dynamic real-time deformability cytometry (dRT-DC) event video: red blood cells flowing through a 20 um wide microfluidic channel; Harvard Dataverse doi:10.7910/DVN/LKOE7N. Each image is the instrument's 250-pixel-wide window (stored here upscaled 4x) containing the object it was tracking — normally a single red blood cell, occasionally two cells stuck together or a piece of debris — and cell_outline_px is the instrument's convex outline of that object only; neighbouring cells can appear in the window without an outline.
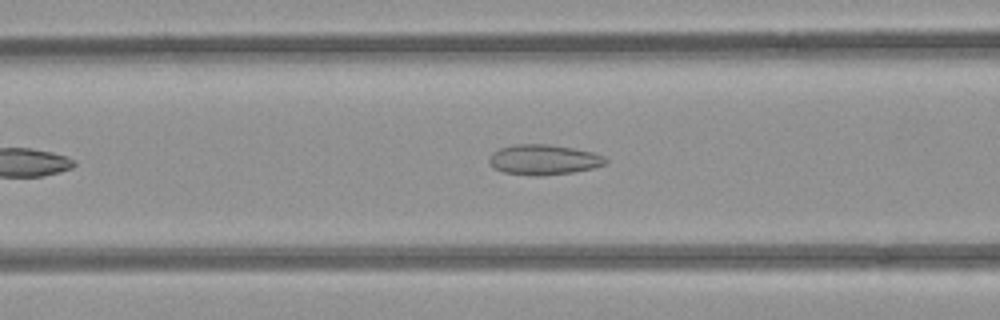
{"species": "common noctule bat (a hibernating species)", "species_latin": "Nyctalus noctula", "temperature_condition": "room temperature", "stored_images_in_passage": 25, "camera_frame_rate_fps": 3000, "um_per_image_px": 0.085, "animal": {"sex": "female", "body_mass_g": 21.9}, "frame": {"image": 1, "passage_image": 11, "time_ms": 3.333, "image_size_px": [1000, 320], "cell_outline_px": [[608, 164], [592, 168], [572, 172], [540, 176], [532, 176], [504, 172], [496, 168], [488, 160], [492, 152], [500, 148], [512, 144], [548, 144], [572, 148], [592, 152], [604, 156], [608, 160]], "centroid_in_image_um": [46.23, 13.57], "position_along_channel_um": 120.4, "area_um2": 20.46}}
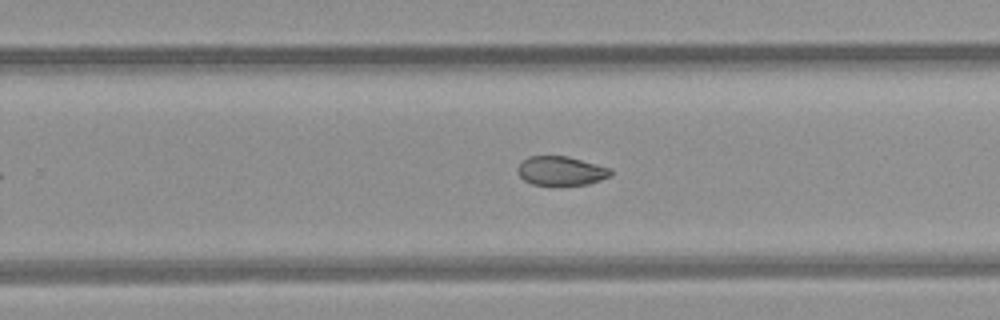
{"frame": {"image": 2, "passage_image": 20, "time_ms": 6.333, "image_size_px": [1000, 320], "cell_outline_px": [[612, 176], [588, 184], [560, 188], [552, 188], [532, 184], [524, 180], [516, 172], [516, 168], [528, 156], [568, 156], [612, 168]], "centroid_in_image_um": [47.69, 14.58], "position_along_channel_um": 282.1, "area_um2": 16.65}}
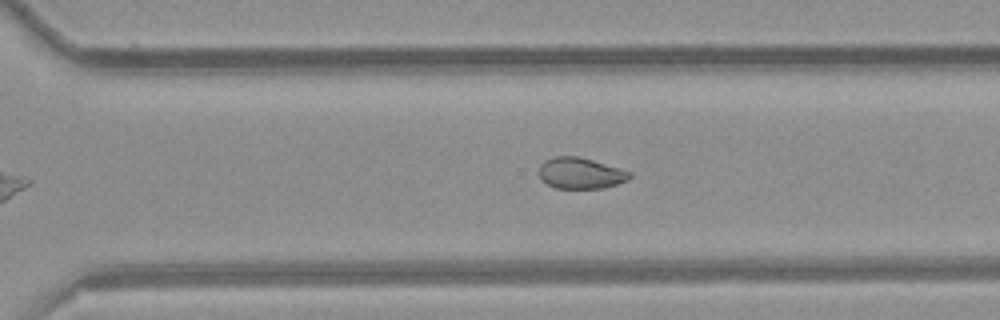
{"frame": {"image": 3, "passage_image": 23, "time_ms": 7.333, "image_size_px": [1000, 320], "cell_outline_px": [[632, 176], [628, 180], [604, 188], [556, 188], [548, 184], [540, 176], [540, 164], [544, 160], [552, 156], [580, 156], [620, 168], [632, 172]], "centroid_in_image_um": [49.37, 14.7], "position_along_channel_um": 321.2, "area_um2": 16.47}}